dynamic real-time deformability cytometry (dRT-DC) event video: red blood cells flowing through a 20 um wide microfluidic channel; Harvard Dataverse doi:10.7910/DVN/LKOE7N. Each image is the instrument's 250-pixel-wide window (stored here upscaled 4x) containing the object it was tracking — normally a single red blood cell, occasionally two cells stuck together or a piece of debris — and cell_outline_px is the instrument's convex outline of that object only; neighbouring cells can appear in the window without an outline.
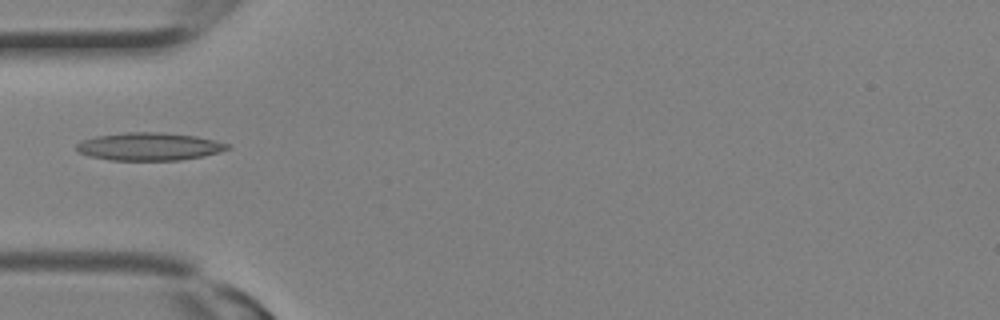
{"species": "Egyptian fruit bat (a non-hibernating species)", "species_latin": "Rousettus aegyptiacus", "temperature_condition": "room temperature", "stored_images_in_passage": 23, "camera_frame_rate_fps": 3000, "um_per_image_px": 0.085, "animal": {"sex": "female"}, "frame": {"image": 1, "passage_image": 4, "time_ms": 1.0, "image_size_px": [1000, 320], "cell_outline_px": [[232, 148], [204, 156], [180, 160], [108, 160], [88, 156], [80, 152], [76, 148], [76, 144], [80, 140], [96, 136], [124, 132], [160, 132], [196, 136], [232, 144]], "centroid_in_image_um": [12.69, 12.45], "position_along_channel_um": 72.3, "area_um2": 24.68}}
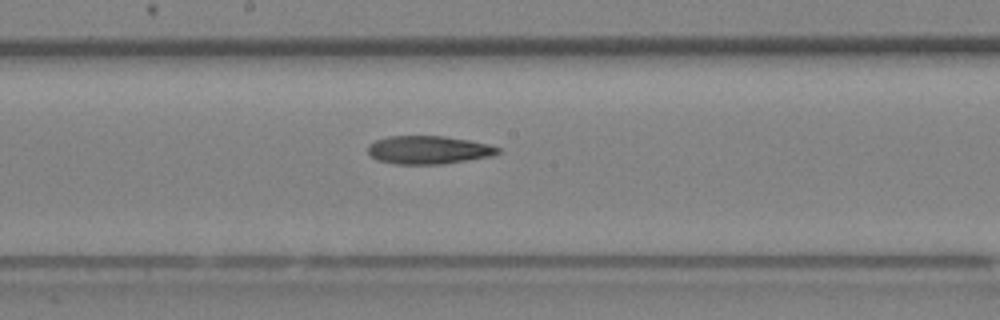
{"frame": {"image": 2, "passage_image": 10, "time_ms": 3.0, "image_size_px": [1000, 320], "cell_outline_px": [[500, 152], [492, 156], [444, 164], [392, 164], [376, 160], [368, 152], [368, 144], [376, 140], [388, 136], [444, 136], [468, 140], [488, 144], [500, 148]], "centroid_in_image_um": [36.4, 12.75], "position_along_channel_um": 211.8, "area_um2": 21.44}}
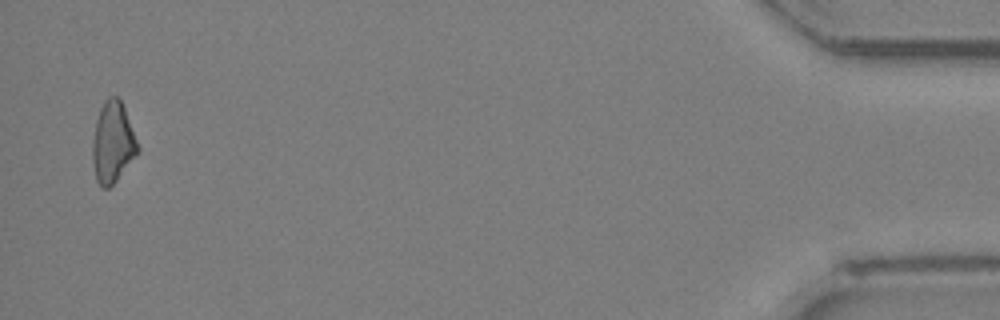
{"frame": {"image": 3, "passage_image": 23, "time_ms": 7.333, "image_size_px": [1000, 320], "cell_outline_px": [[140, 152], [116, 180], [108, 188], [100, 188], [96, 180], [92, 160], [92, 140], [96, 120], [100, 108], [104, 100], [108, 96], [116, 96], [120, 100], [124, 108], [140, 148]], "centroid_in_image_um": [9.57, 12.12], "position_along_channel_um": 425.6, "area_um2": 21.44}}